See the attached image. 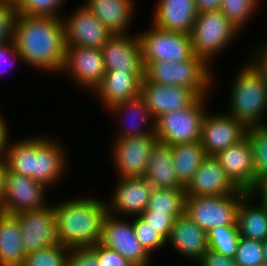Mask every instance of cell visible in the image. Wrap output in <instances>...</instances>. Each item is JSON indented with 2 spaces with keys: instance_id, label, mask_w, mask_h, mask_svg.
Returning <instances> with one entry per match:
<instances>
[{
  "instance_id": "7bdbcfd3",
  "label": "cell",
  "mask_w": 267,
  "mask_h": 266,
  "mask_svg": "<svg viewBox=\"0 0 267 266\" xmlns=\"http://www.w3.org/2000/svg\"><path fill=\"white\" fill-rule=\"evenodd\" d=\"M249 59L246 60L253 66V68L259 73L260 77L264 80L267 86V39L264 43L254 48ZM254 52V53H253Z\"/></svg>"
},
{
  "instance_id": "484cf974",
  "label": "cell",
  "mask_w": 267,
  "mask_h": 266,
  "mask_svg": "<svg viewBox=\"0 0 267 266\" xmlns=\"http://www.w3.org/2000/svg\"><path fill=\"white\" fill-rule=\"evenodd\" d=\"M112 34H128L135 18L136 0H85L82 2Z\"/></svg>"
},
{
  "instance_id": "7dc6e473",
  "label": "cell",
  "mask_w": 267,
  "mask_h": 266,
  "mask_svg": "<svg viewBox=\"0 0 267 266\" xmlns=\"http://www.w3.org/2000/svg\"><path fill=\"white\" fill-rule=\"evenodd\" d=\"M251 193L267 205V173L259 177L258 183Z\"/></svg>"
},
{
  "instance_id": "d590c367",
  "label": "cell",
  "mask_w": 267,
  "mask_h": 266,
  "mask_svg": "<svg viewBox=\"0 0 267 266\" xmlns=\"http://www.w3.org/2000/svg\"><path fill=\"white\" fill-rule=\"evenodd\" d=\"M68 0H24L17 9L18 14L25 16L59 17L62 18L61 10ZM62 15H61V14Z\"/></svg>"
},
{
  "instance_id": "1f68e13d",
  "label": "cell",
  "mask_w": 267,
  "mask_h": 266,
  "mask_svg": "<svg viewBox=\"0 0 267 266\" xmlns=\"http://www.w3.org/2000/svg\"><path fill=\"white\" fill-rule=\"evenodd\" d=\"M260 2L261 0H222L219 9L239 32H243L242 28L249 25V20L259 10Z\"/></svg>"
},
{
  "instance_id": "f907efd6",
  "label": "cell",
  "mask_w": 267,
  "mask_h": 266,
  "mask_svg": "<svg viewBox=\"0 0 267 266\" xmlns=\"http://www.w3.org/2000/svg\"><path fill=\"white\" fill-rule=\"evenodd\" d=\"M24 0H0V4L7 5L18 9Z\"/></svg>"
},
{
  "instance_id": "e0dca14e",
  "label": "cell",
  "mask_w": 267,
  "mask_h": 266,
  "mask_svg": "<svg viewBox=\"0 0 267 266\" xmlns=\"http://www.w3.org/2000/svg\"><path fill=\"white\" fill-rule=\"evenodd\" d=\"M47 191L50 192L42 183L7 169L5 196L0 211L16 214L44 208L49 202L46 201Z\"/></svg>"
},
{
  "instance_id": "f35d334b",
  "label": "cell",
  "mask_w": 267,
  "mask_h": 266,
  "mask_svg": "<svg viewBox=\"0 0 267 266\" xmlns=\"http://www.w3.org/2000/svg\"><path fill=\"white\" fill-rule=\"evenodd\" d=\"M17 9L0 4V45L14 40Z\"/></svg>"
},
{
  "instance_id": "7a4b0ae2",
  "label": "cell",
  "mask_w": 267,
  "mask_h": 266,
  "mask_svg": "<svg viewBox=\"0 0 267 266\" xmlns=\"http://www.w3.org/2000/svg\"><path fill=\"white\" fill-rule=\"evenodd\" d=\"M54 138L42 133L10 141L6 154L8 169L28 176L48 189L58 185L71 164L68 163V150L57 137Z\"/></svg>"
},
{
  "instance_id": "ba28073f",
  "label": "cell",
  "mask_w": 267,
  "mask_h": 266,
  "mask_svg": "<svg viewBox=\"0 0 267 266\" xmlns=\"http://www.w3.org/2000/svg\"><path fill=\"white\" fill-rule=\"evenodd\" d=\"M248 192L222 196H187L185 213L207 233L218 226H238L237 210Z\"/></svg>"
},
{
  "instance_id": "d4e9b609",
  "label": "cell",
  "mask_w": 267,
  "mask_h": 266,
  "mask_svg": "<svg viewBox=\"0 0 267 266\" xmlns=\"http://www.w3.org/2000/svg\"><path fill=\"white\" fill-rule=\"evenodd\" d=\"M143 78L144 74L106 71L101 84L91 95L98 98L106 111L117 103L139 96Z\"/></svg>"
},
{
  "instance_id": "681fc988",
  "label": "cell",
  "mask_w": 267,
  "mask_h": 266,
  "mask_svg": "<svg viewBox=\"0 0 267 266\" xmlns=\"http://www.w3.org/2000/svg\"><path fill=\"white\" fill-rule=\"evenodd\" d=\"M222 0H195L196 8L198 13L206 10L219 9Z\"/></svg>"
},
{
  "instance_id": "52a82bcc",
  "label": "cell",
  "mask_w": 267,
  "mask_h": 266,
  "mask_svg": "<svg viewBox=\"0 0 267 266\" xmlns=\"http://www.w3.org/2000/svg\"><path fill=\"white\" fill-rule=\"evenodd\" d=\"M208 98L198 97L190 106L158 117L155 121L158 142L173 146L200 141L202 122L209 111Z\"/></svg>"
},
{
  "instance_id": "b9f144b4",
  "label": "cell",
  "mask_w": 267,
  "mask_h": 266,
  "mask_svg": "<svg viewBox=\"0 0 267 266\" xmlns=\"http://www.w3.org/2000/svg\"><path fill=\"white\" fill-rule=\"evenodd\" d=\"M67 266H98L96 253L90 247L70 248Z\"/></svg>"
},
{
  "instance_id": "7402d4cb",
  "label": "cell",
  "mask_w": 267,
  "mask_h": 266,
  "mask_svg": "<svg viewBox=\"0 0 267 266\" xmlns=\"http://www.w3.org/2000/svg\"><path fill=\"white\" fill-rule=\"evenodd\" d=\"M167 245L189 262L197 263L208 251L207 232L199 227L186 213L173 222Z\"/></svg>"
},
{
  "instance_id": "4dcf8cb0",
  "label": "cell",
  "mask_w": 267,
  "mask_h": 266,
  "mask_svg": "<svg viewBox=\"0 0 267 266\" xmlns=\"http://www.w3.org/2000/svg\"><path fill=\"white\" fill-rule=\"evenodd\" d=\"M186 197L185 188H153L146 209L151 213L172 215L176 219L185 213Z\"/></svg>"
},
{
  "instance_id": "74e56055",
  "label": "cell",
  "mask_w": 267,
  "mask_h": 266,
  "mask_svg": "<svg viewBox=\"0 0 267 266\" xmlns=\"http://www.w3.org/2000/svg\"><path fill=\"white\" fill-rule=\"evenodd\" d=\"M132 224L137 239L151 256H153L154 252H157L158 250L160 252L162 248L167 246L166 240L140 216H134L132 218Z\"/></svg>"
},
{
  "instance_id": "f546056e",
  "label": "cell",
  "mask_w": 267,
  "mask_h": 266,
  "mask_svg": "<svg viewBox=\"0 0 267 266\" xmlns=\"http://www.w3.org/2000/svg\"><path fill=\"white\" fill-rule=\"evenodd\" d=\"M172 160L179 183L186 187L207 156L200 141L171 146Z\"/></svg>"
},
{
  "instance_id": "2e32d148",
  "label": "cell",
  "mask_w": 267,
  "mask_h": 266,
  "mask_svg": "<svg viewBox=\"0 0 267 266\" xmlns=\"http://www.w3.org/2000/svg\"><path fill=\"white\" fill-rule=\"evenodd\" d=\"M248 127L226 112H206L202 122L200 143L206 155L215 156L247 136Z\"/></svg>"
},
{
  "instance_id": "f1b7e54d",
  "label": "cell",
  "mask_w": 267,
  "mask_h": 266,
  "mask_svg": "<svg viewBox=\"0 0 267 266\" xmlns=\"http://www.w3.org/2000/svg\"><path fill=\"white\" fill-rule=\"evenodd\" d=\"M26 255L17 217L0 211V266H22Z\"/></svg>"
},
{
  "instance_id": "836d02e7",
  "label": "cell",
  "mask_w": 267,
  "mask_h": 266,
  "mask_svg": "<svg viewBox=\"0 0 267 266\" xmlns=\"http://www.w3.org/2000/svg\"><path fill=\"white\" fill-rule=\"evenodd\" d=\"M248 140L252 147V157L256 177L267 173V124L248 127Z\"/></svg>"
},
{
  "instance_id": "6da1fadb",
  "label": "cell",
  "mask_w": 267,
  "mask_h": 266,
  "mask_svg": "<svg viewBox=\"0 0 267 266\" xmlns=\"http://www.w3.org/2000/svg\"><path fill=\"white\" fill-rule=\"evenodd\" d=\"M14 42L24 65L41 72L60 74L66 53V38L61 18L18 14Z\"/></svg>"
},
{
  "instance_id": "8d00e7d4",
  "label": "cell",
  "mask_w": 267,
  "mask_h": 266,
  "mask_svg": "<svg viewBox=\"0 0 267 266\" xmlns=\"http://www.w3.org/2000/svg\"><path fill=\"white\" fill-rule=\"evenodd\" d=\"M238 266H260L264 264L262 242L240 237L234 256Z\"/></svg>"
},
{
  "instance_id": "c3c4849f",
  "label": "cell",
  "mask_w": 267,
  "mask_h": 266,
  "mask_svg": "<svg viewBox=\"0 0 267 266\" xmlns=\"http://www.w3.org/2000/svg\"><path fill=\"white\" fill-rule=\"evenodd\" d=\"M8 165L6 158H0V208L2 207L5 196V180L7 175Z\"/></svg>"
},
{
  "instance_id": "816d5d0a",
  "label": "cell",
  "mask_w": 267,
  "mask_h": 266,
  "mask_svg": "<svg viewBox=\"0 0 267 266\" xmlns=\"http://www.w3.org/2000/svg\"><path fill=\"white\" fill-rule=\"evenodd\" d=\"M263 252H264V265L267 266V239L262 242Z\"/></svg>"
},
{
  "instance_id": "9c48e42d",
  "label": "cell",
  "mask_w": 267,
  "mask_h": 266,
  "mask_svg": "<svg viewBox=\"0 0 267 266\" xmlns=\"http://www.w3.org/2000/svg\"><path fill=\"white\" fill-rule=\"evenodd\" d=\"M138 36L144 68L150 62H179L194 55L190 34L162 30L152 24Z\"/></svg>"
},
{
  "instance_id": "e575fe53",
  "label": "cell",
  "mask_w": 267,
  "mask_h": 266,
  "mask_svg": "<svg viewBox=\"0 0 267 266\" xmlns=\"http://www.w3.org/2000/svg\"><path fill=\"white\" fill-rule=\"evenodd\" d=\"M70 248L56 244L49 248L30 252L22 266H67Z\"/></svg>"
},
{
  "instance_id": "cb8c5ba5",
  "label": "cell",
  "mask_w": 267,
  "mask_h": 266,
  "mask_svg": "<svg viewBox=\"0 0 267 266\" xmlns=\"http://www.w3.org/2000/svg\"><path fill=\"white\" fill-rule=\"evenodd\" d=\"M152 24L157 28L190 34L198 16L195 0H156Z\"/></svg>"
},
{
  "instance_id": "8fae6325",
  "label": "cell",
  "mask_w": 267,
  "mask_h": 266,
  "mask_svg": "<svg viewBox=\"0 0 267 266\" xmlns=\"http://www.w3.org/2000/svg\"><path fill=\"white\" fill-rule=\"evenodd\" d=\"M129 220L107 213L103 221L101 244L118 252L133 266H150L152 256L137 239L132 217Z\"/></svg>"
},
{
  "instance_id": "3957f363",
  "label": "cell",
  "mask_w": 267,
  "mask_h": 266,
  "mask_svg": "<svg viewBox=\"0 0 267 266\" xmlns=\"http://www.w3.org/2000/svg\"><path fill=\"white\" fill-rule=\"evenodd\" d=\"M67 199L53 202L59 244L75 248L101 243L107 201L95 196Z\"/></svg>"
},
{
  "instance_id": "8992f818",
  "label": "cell",
  "mask_w": 267,
  "mask_h": 266,
  "mask_svg": "<svg viewBox=\"0 0 267 266\" xmlns=\"http://www.w3.org/2000/svg\"><path fill=\"white\" fill-rule=\"evenodd\" d=\"M239 34L237 28L220 9L200 12L190 33L193 53L210 67L214 66L211 62L226 48L228 49Z\"/></svg>"
},
{
  "instance_id": "5bb4252c",
  "label": "cell",
  "mask_w": 267,
  "mask_h": 266,
  "mask_svg": "<svg viewBox=\"0 0 267 266\" xmlns=\"http://www.w3.org/2000/svg\"><path fill=\"white\" fill-rule=\"evenodd\" d=\"M106 198L108 213L118 217L140 216L147 208L153 187L144 177L117 178Z\"/></svg>"
},
{
  "instance_id": "5b68a950",
  "label": "cell",
  "mask_w": 267,
  "mask_h": 266,
  "mask_svg": "<svg viewBox=\"0 0 267 266\" xmlns=\"http://www.w3.org/2000/svg\"><path fill=\"white\" fill-rule=\"evenodd\" d=\"M212 69L202 58L193 55L179 62H150L144 68V79L160 85L189 88L198 97H204L211 94L216 84Z\"/></svg>"
},
{
  "instance_id": "4fadbf2b",
  "label": "cell",
  "mask_w": 267,
  "mask_h": 266,
  "mask_svg": "<svg viewBox=\"0 0 267 266\" xmlns=\"http://www.w3.org/2000/svg\"><path fill=\"white\" fill-rule=\"evenodd\" d=\"M19 222L26 254L59 244L52 202L41 209L14 214Z\"/></svg>"
},
{
  "instance_id": "30bf717a",
  "label": "cell",
  "mask_w": 267,
  "mask_h": 266,
  "mask_svg": "<svg viewBox=\"0 0 267 266\" xmlns=\"http://www.w3.org/2000/svg\"><path fill=\"white\" fill-rule=\"evenodd\" d=\"M110 158L118 178L144 177L152 148L158 142L156 135L126 139H112Z\"/></svg>"
},
{
  "instance_id": "9a60e30c",
  "label": "cell",
  "mask_w": 267,
  "mask_h": 266,
  "mask_svg": "<svg viewBox=\"0 0 267 266\" xmlns=\"http://www.w3.org/2000/svg\"><path fill=\"white\" fill-rule=\"evenodd\" d=\"M61 19L66 46L101 49L113 35L82 3L72 13L62 16Z\"/></svg>"
},
{
  "instance_id": "83f0119b",
  "label": "cell",
  "mask_w": 267,
  "mask_h": 266,
  "mask_svg": "<svg viewBox=\"0 0 267 266\" xmlns=\"http://www.w3.org/2000/svg\"><path fill=\"white\" fill-rule=\"evenodd\" d=\"M144 178L156 189L185 188L179 183L174 170L171 145L160 142L155 144Z\"/></svg>"
},
{
  "instance_id": "60d3db41",
  "label": "cell",
  "mask_w": 267,
  "mask_h": 266,
  "mask_svg": "<svg viewBox=\"0 0 267 266\" xmlns=\"http://www.w3.org/2000/svg\"><path fill=\"white\" fill-rule=\"evenodd\" d=\"M90 248L96 253L98 266H133L118 252L105 247L101 243Z\"/></svg>"
},
{
  "instance_id": "ab89813d",
  "label": "cell",
  "mask_w": 267,
  "mask_h": 266,
  "mask_svg": "<svg viewBox=\"0 0 267 266\" xmlns=\"http://www.w3.org/2000/svg\"><path fill=\"white\" fill-rule=\"evenodd\" d=\"M140 217L166 241L168 240L175 220L172 215L151 213L146 209Z\"/></svg>"
},
{
  "instance_id": "f6af8a7d",
  "label": "cell",
  "mask_w": 267,
  "mask_h": 266,
  "mask_svg": "<svg viewBox=\"0 0 267 266\" xmlns=\"http://www.w3.org/2000/svg\"><path fill=\"white\" fill-rule=\"evenodd\" d=\"M198 266H238L234 258L226 257L211 249L196 263Z\"/></svg>"
},
{
  "instance_id": "ffe728a7",
  "label": "cell",
  "mask_w": 267,
  "mask_h": 266,
  "mask_svg": "<svg viewBox=\"0 0 267 266\" xmlns=\"http://www.w3.org/2000/svg\"><path fill=\"white\" fill-rule=\"evenodd\" d=\"M113 117H118L119 127L112 139H126L143 135H155V119L153 118L145 99L139 95L121 103H117L108 110ZM112 112V113H111ZM122 115V116H121ZM150 121V122H149Z\"/></svg>"
},
{
  "instance_id": "bcb514c9",
  "label": "cell",
  "mask_w": 267,
  "mask_h": 266,
  "mask_svg": "<svg viewBox=\"0 0 267 266\" xmlns=\"http://www.w3.org/2000/svg\"><path fill=\"white\" fill-rule=\"evenodd\" d=\"M3 116L4 115L0 112V158H6L7 146L11 140L10 130L8 129L9 125Z\"/></svg>"
},
{
  "instance_id": "277c9868",
  "label": "cell",
  "mask_w": 267,
  "mask_h": 266,
  "mask_svg": "<svg viewBox=\"0 0 267 266\" xmlns=\"http://www.w3.org/2000/svg\"><path fill=\"white\" fill-rule=\"evenodd\" d=\"M231 81L228 109L225 111L247 127L267 124V86L253 66L241 64Z\"/></svg>"
},
{
  "instance_id": "603a6c76",
  "label": "cell",
  "mask_w": 267,
  "mask_h": 266,
  "mask_svg": "<svg viewBox=\"0 0 267 266\" xmlns=\"http://www.w3.org/2000/svg\"><path fill=\"white\" fill-rule=\"evenodd\" d=\"M239 190L213 155L204 158L192 180L185 187L187 196H222Z\"/></svg>"
},
{
  "instance_id": "d6a6232c",
  "label": "cell",
  "mask_w": 267,
  "mask_h": 266,
  "mask_svg": "<svg viewBox=\"0 0 267 266\" xmlns=\"http://www.w3.org/2000/svg\"><path fill=\"white\" fill-rule=\"evenodd\" d=\"M208 249L234 258L240 238L238 226H218L207 233Z\"/></svg>"
},
{
  "instance_id": "d6986e66",
  "label": "cell",
  "mask_w": 267,
  "mask_h": 266,
  "mask_svg": "<svg viewBox=\"0 0 267 266\" xmlns=\"http://www.w3.org/2000/svg\"><path fill=\"white\" fill-rule=\"evenodd\" d=\"M226 175L240 190L252 192L258 178L254 169L252 147L248 136L215 155Z\"/></svg>"
},
{
  "instance_id": "44dd1931",
  "label": "cell",
  "mask_w": 267,
  "mask_h": 266,
  "mask_svg": "<svg viewBox=\"0 0 267 266\" xmlns=\"http://www.w3.org/2000/svg\"><path fill=\"white\" fill-rule=\"evenodd\" d=\"M140 95L145 99L153 118L156 120L161 115L184 109L190 106L198 96L189 88L175 85H160L141 81Z\"/></svg>"
},
{
  "instance_id": "ac0fdd59",
  "label": "cell",
  "mask_w": 267,
  "mask_h": 266,
  "mask_svg": "<svg viewBox=\"0 0 267 266\" xmlns=\"http://www.w3.org/2000/svg\"><path fill=\"white\" fill-rule=\"evenodd\" d=\"M113 34L101 48L106 71L144 74L138 32Z\"/></svg>"
},
{
  "instance_id": "7c38bea8",
  "label": "cell",
  "mask_w": 267,
  "mask_h": 266,
  "mask_svg": "<svg viewBox=\"0 0 267 266\" xmlns=\"http://www.w3.org/2000/svg\"><path fill=\"white\" fill-rule=\"evenodd\" d=\"M64 72L68 73V78H72L71 81L75 82L76 86L78 85V89L80 87V89L83 88L82 90H91L93 93L106 73L102 50L66 46L64 65L60 75Z\"/></svg>"
},
{
  "instance_id": "4316f807",
  "label": "cell",
  "mask_w": 267,
  "mask_h": 266,
  "mask_svg": "<svg viewBox=\"0 0 267 266\" xmlns=\"http://www.w3.org/2000/svg\"><path fill=\"white\" fill-rule=\"evenodd\" d=\"M256 199L251 192L241 199L237 225L240 237L263 242L267 239V205Z\"/></svg>"
},
{
  "instance_id": "ee69618b",
  "label": "cell",
  "mask_w": 267,
  "mask_h": 266,
  "mask_svg": "<svg viewBox=\"0 0 267 266\" xmlns=\"http://www.w3.org/2000/svg\"><path fill=\"white\" fill-rule=\"evenodd\" d=\"M19 60L20 62H22V58L17 51V47H16L14 40L0 45V74L1 75L2 73L9 72V70H12V68L15 66L14 64H16ZM6 63L8 66L6 65Z\"/></svg>"
}]
</instances>
